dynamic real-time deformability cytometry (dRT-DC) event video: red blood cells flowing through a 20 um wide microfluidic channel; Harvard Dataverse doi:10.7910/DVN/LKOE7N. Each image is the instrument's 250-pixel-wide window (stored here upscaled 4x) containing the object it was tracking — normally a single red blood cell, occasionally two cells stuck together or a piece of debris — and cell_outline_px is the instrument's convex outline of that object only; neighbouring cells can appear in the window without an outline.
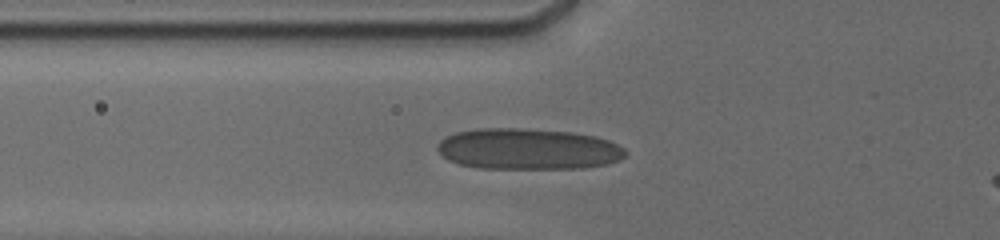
{"species": "human", "species_latin": "Homo sapiens", "temperature_condition": "cold", "stored_images_in_passage": 32, "camera_frame_rate_fps": 3000, "um_per_image_px": 0.085, "donor": {"sex": "male"}, "frame": {"image": 1, "passage_image": 12, "time_ms": 5.0, "image_size_px": [1000, 240], "cell_outline_px": [[628, 152], [620, 160], [608, 164], [584, 168], [476, 168], [460, 164], [448, 160], [436, 148], [440, 140], [444, 136], [456, 132], [476, 128], [520, 128], [572, 132], [596, 136], [608, 140], [624, 148]], "centroid_in_image_um": [44.88, 12.66], "position_along_channel_um": 80.9, "area_um2": 45.26}}
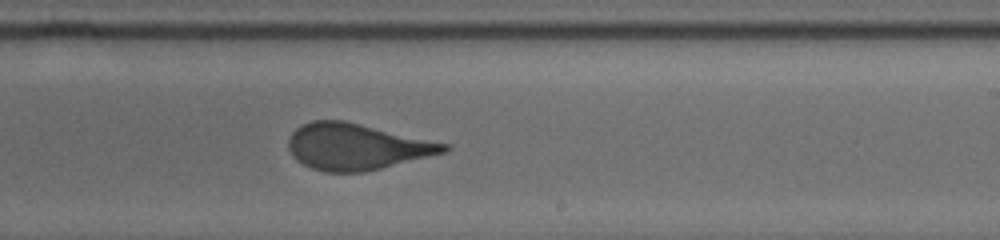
{"frame": {"image": 2, "passage_image": 23, "time_ms": 9.667, "image_size_px": [1000, 240], "cell_outline_px": [[452, 148], [448, 152], [364, 172], [328, 172], [312, 168], [304, 164], [292, 156], [288, 148], [288, 140], [292, 132], [296, 128], [312, 120], [344, 120], [448, 144]], "centroid_in_image_um": [30.31, 12.46], "position_along_channel_um": 258.7, "area_um2": 41.73}}
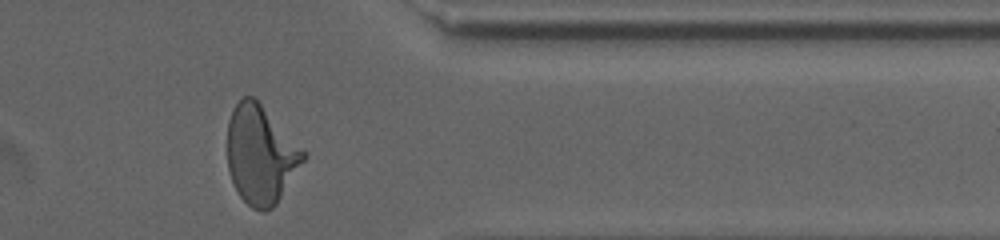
{"frame": {"image": 3, "passage_image": 32, "time_ms": 13.333, "image_size_px": [1000, 240], "cell_outline_px": [[308, 156], [276, 204], [272, 208], [264, 212], [252, 208], [240, 196], [232, 180], [228, 168], [228, 120], [232, 108], [244, 96], [252, 96], [260, 104]], "centroid_in_image_um": [22.14, 13.18], "position_along_channel_um": 389.3, "area_um2": 42.77}, "authors_computed_cell_mechanics": {"area_um2": 42.8298, "velocity_mm_per_s": 3.8005, "shape_relaxation_time_tau1_ms": 6.4217, "shape_relaxation_time_tau2_ms": null, "deformation_change_tau1": 0.1858, "deformation_change_tau2": null}}